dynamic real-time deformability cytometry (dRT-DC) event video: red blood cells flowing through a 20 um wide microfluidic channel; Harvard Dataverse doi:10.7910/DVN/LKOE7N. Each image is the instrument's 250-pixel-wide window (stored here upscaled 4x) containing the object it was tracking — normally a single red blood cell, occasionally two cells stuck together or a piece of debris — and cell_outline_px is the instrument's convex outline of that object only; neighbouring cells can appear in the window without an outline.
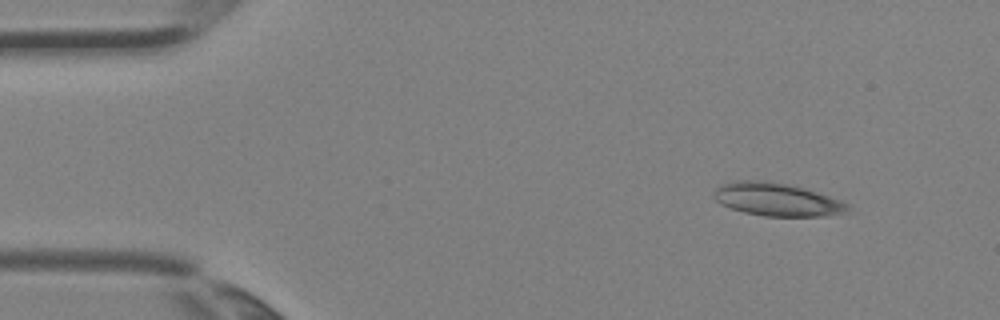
{"species": "Egyptian fruit bat (a non-hibernating species)", "species_latin": "Rousettus aegyptiacus", "temperature_condition": "room temperature", "stored_images_in_passage": 4, "segment_of_instrument_passage": [1, 2], "camera_frame_rate_fps": 3000, "um_per_image_px": 0.085, "animal": {"sex": "female"}, "frame": {"image": 1, "passage_image": 1, "time_ms": 0.0, "image_size_px": [1000, 320], "cell_outline_px": [[848, 212], [824, 216], [764, 216], [744, 212], [720, 204], [712, 196], [716, 188], [720, 184], [736, 180], [772, 180], [804, 188], [840, 200], [848, 204]], "centroid_in_image_um": [65.99, 16.94], "position_along_channel_um": 19.0, "area_um2": 25.84}}